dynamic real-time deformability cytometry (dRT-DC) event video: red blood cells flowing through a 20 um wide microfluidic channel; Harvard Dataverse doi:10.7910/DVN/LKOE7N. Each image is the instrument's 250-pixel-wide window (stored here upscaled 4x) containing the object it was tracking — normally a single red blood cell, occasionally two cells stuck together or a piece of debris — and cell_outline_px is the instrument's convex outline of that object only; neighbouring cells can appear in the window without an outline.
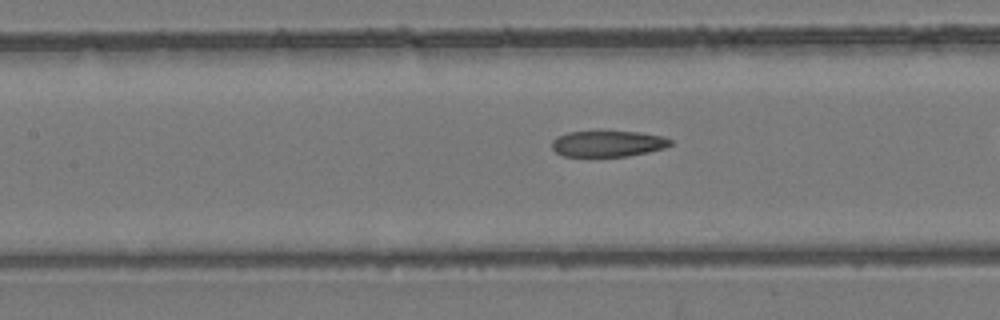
{"species": "common noctule bat (a hibernating species)", "species_latin": "Nyctalus noctula", "temperature_condition": "room temperature", "stored_images_in_passage": 39, "camera_frame_rate_fps": 3000, "um_per_image_px": 0.085, "animal": {"sex": "female", "body_mass_g": 24.6, "forearm_length_mm": 56.2}, "frame": {"image": 1, "passage_image": 22, "time_ms": 7.0, "image_size_px": [1000, 320], "cell_outline_px": [[672, 144], [664, 148], [648, 152], [628, 156], [564, 156], [556, 152], [552, 148], [552, 140], [556, 136], [568, 132], [640, 132], [664, 136], [672, 140]], "centroid_in_image_um": [51.68, 12.21], "position_along_channel_um": 155.7, "area_um2": 17.92}}
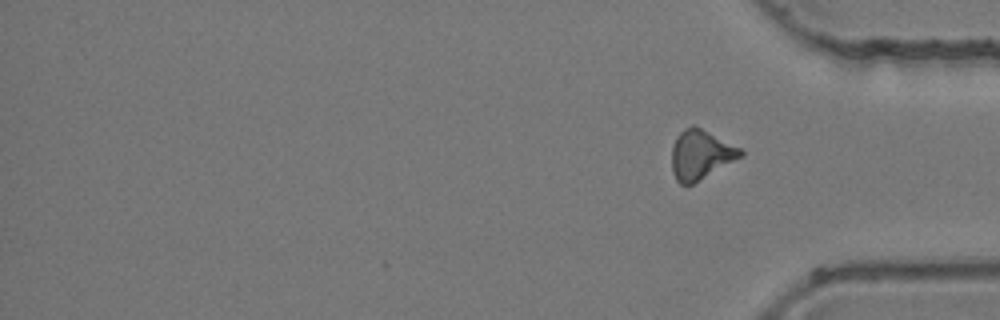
{"frame": {"image": 2, "passage_image": 39, "time_ms": 12.667, "image_size_px": [1000, 320], "cell_outline_px": [[744, 156], [692, 184], [680, 184], [676, 180], [672, 172], [672, 148], [676, 136], [684, 128], [692, 124], [696, 124], [740, 148], [744, 152]], "centroid_in_image_um": [59.56, 13.12], "position_along_channel_um": 375.6, "area_um2": 20.0}, "authors_computed_cell_mechanics": {"area_um2": 19.9988, "velocity_mm_per_s": 3.9607, "shape_relaxation_time_tau1_ms": null, "shape_relaxation_time_tau2_ms": 4.2875, "deformation_change_tau1": null, "deformation_change_tau2": 0.1413}}